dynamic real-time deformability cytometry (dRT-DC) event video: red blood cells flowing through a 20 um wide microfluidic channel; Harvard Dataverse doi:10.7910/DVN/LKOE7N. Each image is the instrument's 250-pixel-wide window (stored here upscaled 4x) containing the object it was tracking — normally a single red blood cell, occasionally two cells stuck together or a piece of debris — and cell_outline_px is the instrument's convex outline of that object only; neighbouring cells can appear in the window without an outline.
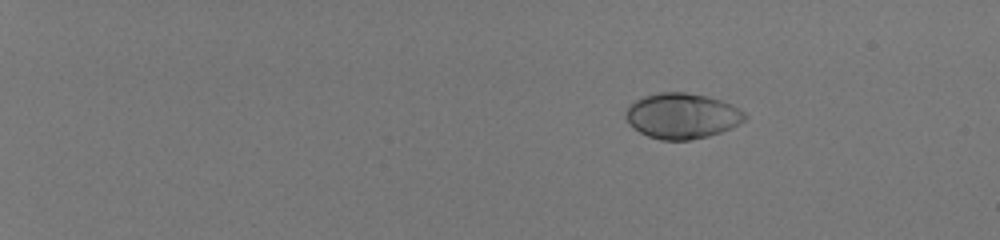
{"species": "human", "species_latin": "Homo sapiens", "temperature_condition": "room temperature", "stored_images_in_passage": 47, "camera_frame_rate_fps": 3000, "um_per_image_px": 0.085, "donor": {"sex": "male"}, "frame": {"image": 1, "passage_image": 1, "time_ms": 0.0, "image_size_px": [1000, 240], "cell_outline_px": [[748, 116], [740, 124], [732, 128], [708, 136], [688, 140], [660, 140], [648, 136], [632, 128], [628, 124], [624, 116], [624, 112], [628, 104], [644, 96], [660, 92], [684, 92], [708, 96], [724, 100], [740, 108]], "centroid_in_image_um": [57.97, 9.84], "position_along_channel_um": 27.0, "area_um2": 32.08}}
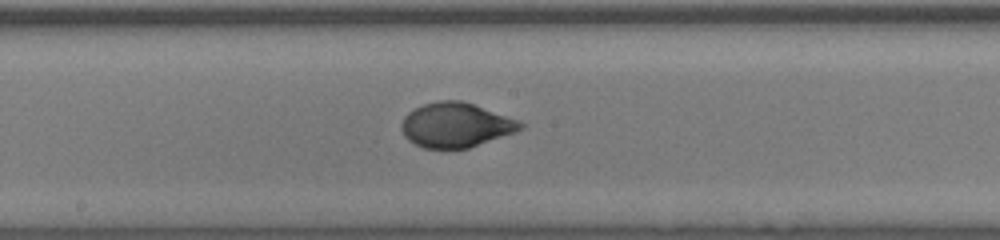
{"frame": {"image": 2, "passage_image": 27, "time_ms": 8.667, "image_size_px": [1000, 240], "cell_outline_px": [[524, 128], [516, 132], [468, 148], [424, 148], [408, 140], [404, 136], [400, 128], [400, 124], [404, 116], [408, 112], [424, 104], [436, 100], [460, 100], [520, 120], [524, 124]], "centroid_in_image_um": [38.73, 10.62], "position_along_channel_um": 209.5, "area_um2": 30.92}}
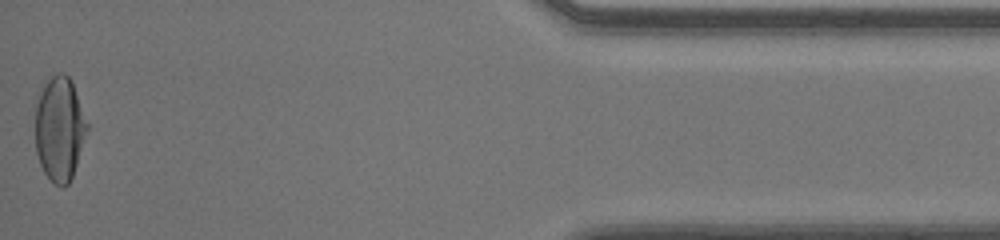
{"frame": {"image": 3, "passage_image": 47, "time_ms": 15.333, "image_size_px": [1000, 240], "cell_outline_px": [[88, 128], [72, 176], [68, 184], [64, 188], [60, 188], [44, 172], [40, 164], [36, 152], [36, 104], [40, 92], [44, 84], [52, 76], [60, 72], [64, 72], [72, 80], [88, 124]], "centroid_in_image_um": [5.06, 10.93], "position_along_channel_um": 430.1, "area_um2": 31.27}, "authors_computed_cell_mechanics": {"area_um2": 31.0386, "velocity_mm_per_s": 4.0909, "shape_relaxation_time_tau1_ms": 3.4423, "shape_relaxation_time_tau2_ms": null, "deformation_change_tau1": 0.1903, "deformation_change_tau2": null}}